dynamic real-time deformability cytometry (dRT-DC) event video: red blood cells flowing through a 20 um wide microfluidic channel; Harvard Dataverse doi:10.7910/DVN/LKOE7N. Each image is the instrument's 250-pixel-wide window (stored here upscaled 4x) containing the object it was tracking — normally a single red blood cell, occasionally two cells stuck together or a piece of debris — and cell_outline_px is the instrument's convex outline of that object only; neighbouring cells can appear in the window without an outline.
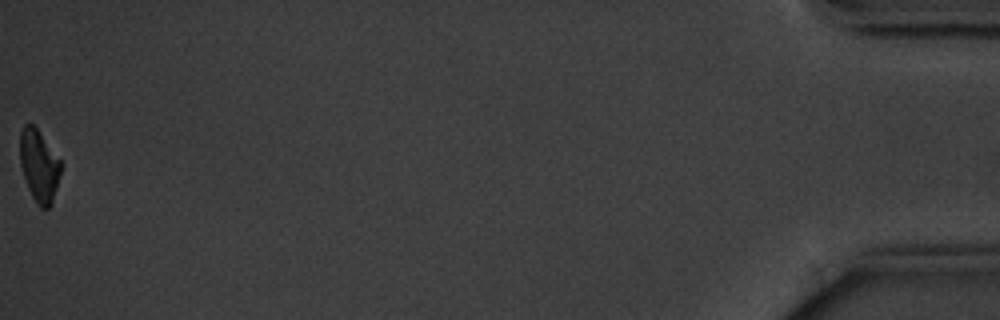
{"species": "common noctule bat (a hibernating species)", "species_latin": "Nyctalus noctula", "temperature_condition": "cold", "stored_images_in_passage": 17, "camera_frame_rate_fps": 3000, "um_per_image_px": 0.085, "animal": {"sex": "male", "body_mass_g": 20.1, "forearm_length_mm": 53.5}, "frame": {"image": 1, "passage_image": 17, "time_ms": 20.0, "image_size_px": [1000, 320], "cell_outline_px": [[64, 164], [52, 204], [48, 208], [40, 208], [36, 204], [28, 188], [20, 164], [20, 132], [24, 124], [32, 124], [36, 128]], "centroid_in_image_um": [3.35, 14.12], "position_along_channel_um": 431.9, "area_um2": 17.34}, "authors_computed_cell_mechanics": {"area_um2": 19.652, "velocity_mm_per_s": 3.5171, "shape_relaxation_time_tau1_ms": 1.5612, "shape_relaxation_time_tau2_ms": null, "deformation_change_tau1": 0.0677, "deformation_change_tau2": null}}